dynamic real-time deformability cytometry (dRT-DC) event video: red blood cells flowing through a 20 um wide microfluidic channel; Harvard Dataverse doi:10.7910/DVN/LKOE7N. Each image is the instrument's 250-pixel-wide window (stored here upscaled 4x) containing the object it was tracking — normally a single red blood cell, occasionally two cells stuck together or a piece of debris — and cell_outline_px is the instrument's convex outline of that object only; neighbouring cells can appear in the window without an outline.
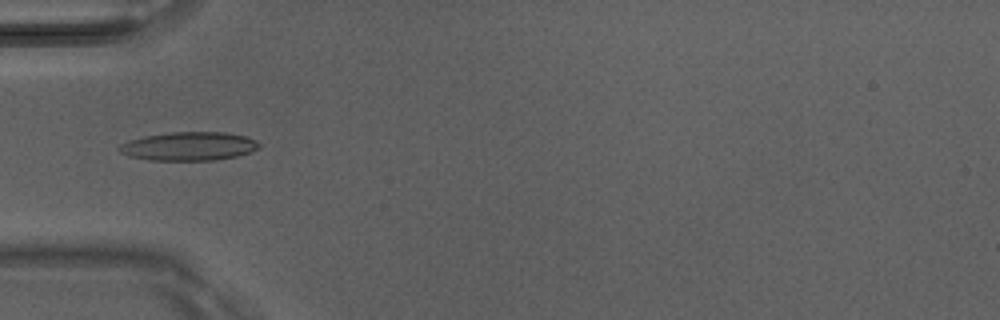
{"species": "Egyptian fruit bat (a non-hibernating species)", "species_latin": "Rousettus aegyptiacus", "temperature_condition": "room temperature", "stored_images_in_passage": 17, "camera_frame_rate_fps": 3000, "um_per_image_px": 0.085, "animal": {"sex": "male"}, "frame": {"image": 1, "passage_image": 3, "time_ms": 0.667, "image_size_px": [1000, 320], "cell_outline_px": [[260, 148], [252, 152], [236, 156], [216, 160], [148, 160], [128, 156], [120, 152], [116, 148], [120, 144], [128, 140], [144, 136], [172, 132], [224, 132], [244, 136], [256, 140], [260, 144]], "centroid_in_image_um": [16.04, 12.43], "position_along_channel_um": 69.0, "area_um2": 23.47}}